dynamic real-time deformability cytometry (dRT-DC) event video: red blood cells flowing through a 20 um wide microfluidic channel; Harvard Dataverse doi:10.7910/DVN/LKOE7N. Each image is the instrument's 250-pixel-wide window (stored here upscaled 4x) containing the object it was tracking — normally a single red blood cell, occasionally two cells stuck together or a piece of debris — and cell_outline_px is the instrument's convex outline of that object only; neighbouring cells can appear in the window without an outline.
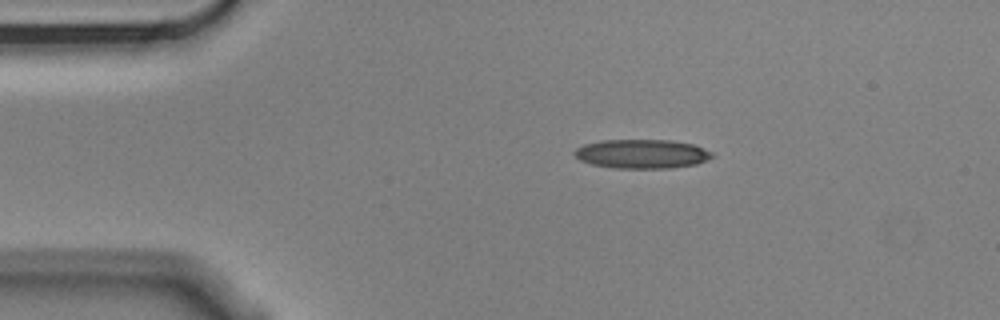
{"species": "Egyptian fruit bat (a non-hibernating species)", "species_latin": "Rousettus aegyptiacus", "temperature_condition": "cold", "stored_images_in_passage": 2, "camera_frame_rate_fps": 3000, "um_per_image_px": 0.085, "animal": {"sex": "male"}, "frame": {"image": 1, "passage_image": 1, "time_ms": 0.0, "image_size_px": [1000, 320], "cell_outline_px": [[716, 156], [708, 160], [696, 164], [672, 168], [616, 168], [592, 164], [580, 160], [572, 152], [576, 148], [584, 144], [600, 140], [672, 140], [692, 144], [712, 152]], "centroid_in_image_um": [54.57, 13.08], "position_along_channel_um": 30.4, "area_um2": 23.41}}